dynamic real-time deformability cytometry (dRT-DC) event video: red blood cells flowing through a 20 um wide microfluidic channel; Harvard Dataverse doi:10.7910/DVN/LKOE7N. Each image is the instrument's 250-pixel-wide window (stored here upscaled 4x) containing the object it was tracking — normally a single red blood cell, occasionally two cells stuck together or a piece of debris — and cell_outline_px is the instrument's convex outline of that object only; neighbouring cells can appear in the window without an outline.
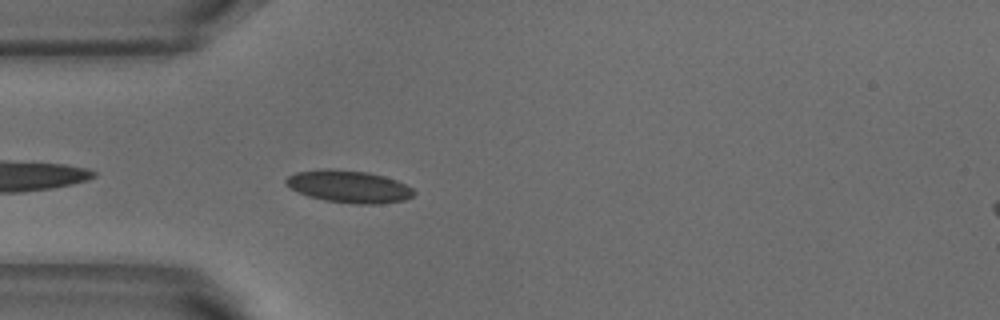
{"species": "common noctule bat (a hibernating species)", "species_latin": "Nyctalus noctula", "temperature_condition": "warm", "stored_images_in_passage": 41, "camera_frame_rate_fps": 3000, "um_per_image_px": 0.085, "animal": {"sex": "male", "body_mass_g": 18.8}, "frame": {"image": 1, "passage_image": 3, "time_ms": 0.667, "image_size_px": [1000, 320], "cell_outline_px": [[416, 192], [412, 196], [404, 200], [376, 204], [356, 204], [324, 200], [308, 196], [284, 184], [284, 180], [288, 176], [296, 172], [328, 168], [368, 172], [384, 176], [396, 180], [412, 188]], "centroid_in_image_um": [29.64, 15.85], "position_along_channel_um": 55.4, "area_um2": 23.99}}
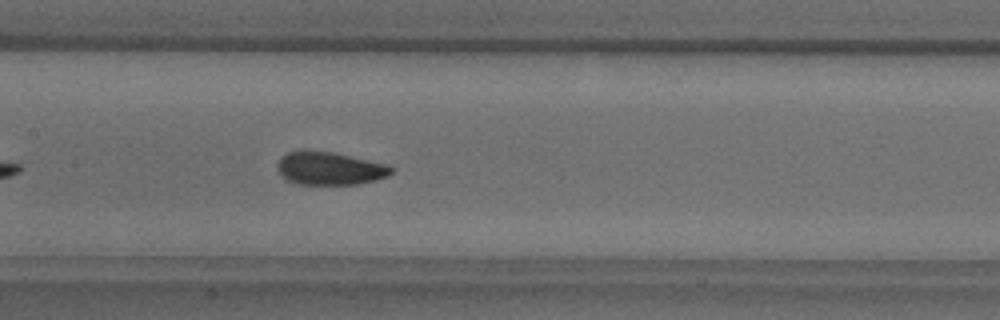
{"frame": {"image": 2, "passage_image": 13, "time_ms": 4.0, "image_size_px": [1000, 320], "cell_outline_px": [[392, 172], [388, 176], [376, 180], [356, 184], [300, 184], [288, 180], [280, 176], [276, 164], [288, 152], [300, 148], [304, 148], [332, 152], [388, 164], [392, 168]], "centroid_in_image_um": [27.99, 14.29], "position_along_channel_um": 179.4, "area_um2": 22.14}}
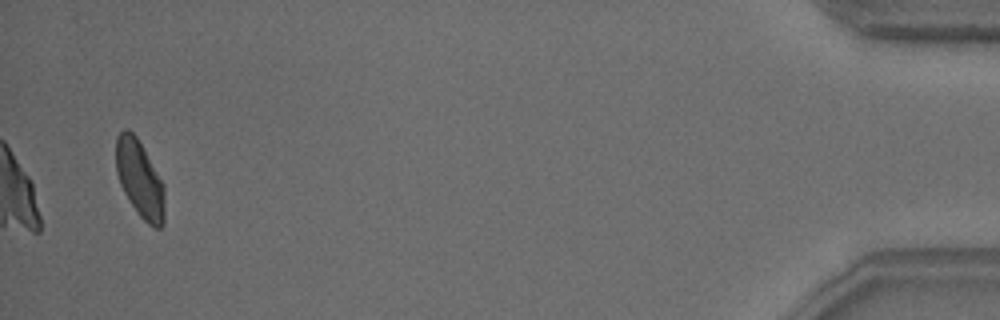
{"frame": {"image": 3, "passage_image": 39, "time_ms": 12.667, "image_size_px": [1000, 320], "cell_outline_px": [[164, 224], [160, 228], [156, 228], [148, 224], [136, 212], [128, 200], [120, 184], [116, 172], [116, 136], [124, 128], [128, 128], [136, 136], [164, 184]], "centroid_in_image_um": [11.87, 15.22], "position_along_channel_um": 423.3, "area_um2": 21.91}, "authors_computed_cell_mechanics": {"area_um2": 22.0796, "velocity_mm_per_s": 3.8064, "shape_relaxation_time_tau1_ms": 2.7346, "shape_relaxation_time_tau2_ms": 0.9559, "deformation_change_tau1": 0.1093, "deformation_change_tau2": 0.0522}}